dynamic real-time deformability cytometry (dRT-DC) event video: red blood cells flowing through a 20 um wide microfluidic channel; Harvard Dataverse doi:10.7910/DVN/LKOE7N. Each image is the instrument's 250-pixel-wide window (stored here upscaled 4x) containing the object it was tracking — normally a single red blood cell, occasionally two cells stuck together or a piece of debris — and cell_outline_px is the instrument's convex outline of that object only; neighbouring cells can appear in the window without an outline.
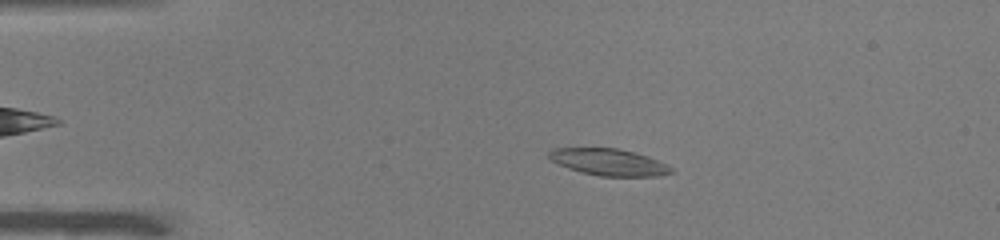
{"species": "common noctule bat (a hibernating species)", "species_latin": "Nyctalus noctula", "temperature_condition": "warm", "stored_images_in_passage": 46, "camera_frame_rate_fps": 3000, "um_per_image_px": 0.085, "animal": {"sex": "male", "body_mass_g": 19.0, "forearm_length_mm": 50.8}, "frame": {"image": 1, "passage_image": 5, "time_ms": 1.333, "image_size_px": [1000, 240], "cell_outline_px": [[672, 172], [660, 176], [600, 176], [568, 168], [552, 160], [548, 156], [548, 152], [552, 148], [616, 148], [648, 156], [672, 168]], "centroid_in_image_um": [51.73, 13.78], "position_along_channel_um": 33.3, "area_um2": 18.67}}
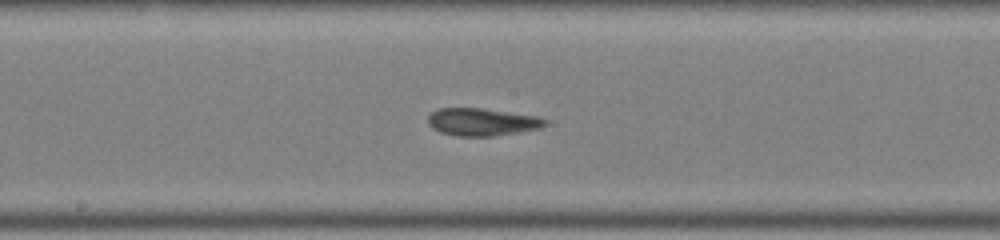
{"frame": {"image": 2, "passage_image": 22, "time_ms": 7.0, "image_size_px": [1000, 240], "cell_outline_px": [[548, 124], [540, 128], [492, 136], [456, 136], [440, 132], [432, 128], [428, 124], [428, 116], [432, 112], [440, 108], [480, 108], [536, 116], [548, 120]], "centroid_in_image_um": [40.95, 10.37], "position_along_channel_um": 207.2, "area_um2": 18.67}}
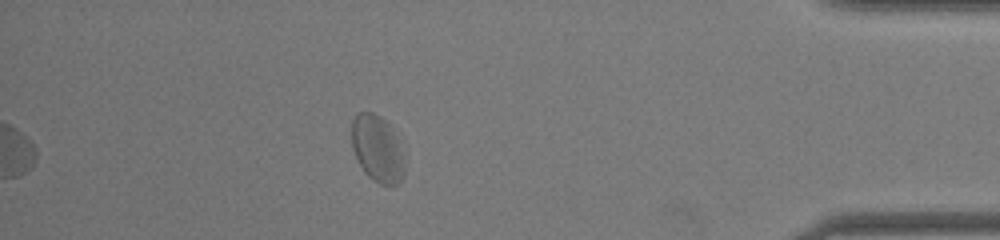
{"frame": {"image": 3, "passage_image": 40, "time_ms": 13.0, "image_size_px": [1000, 240], "cell_outline_px": [[404, 172], [400, 180], [392, 188], [380, 184], [372, 180], [364, 172], [352, 148], [352, 120], [360, 112], [372, 112], [380, 116], [388, 124], [396, 140], [404, 160]], "centroid_in_image_um": [32.05, 12.69], "position_along_channel_um": 403.1, "area_um2": 20.17}, "authors_computed_cell_mechanics": {"area_um2": 18.6405, "velocity_mm_per_s": 3.9237, "shape_relaxation_time_tau1_ms": null, "shape_relaxation_time_tau2_ms": 1.1856, "deformation_change_tau1": null, "deformation_change_tau2": 0.0653}}